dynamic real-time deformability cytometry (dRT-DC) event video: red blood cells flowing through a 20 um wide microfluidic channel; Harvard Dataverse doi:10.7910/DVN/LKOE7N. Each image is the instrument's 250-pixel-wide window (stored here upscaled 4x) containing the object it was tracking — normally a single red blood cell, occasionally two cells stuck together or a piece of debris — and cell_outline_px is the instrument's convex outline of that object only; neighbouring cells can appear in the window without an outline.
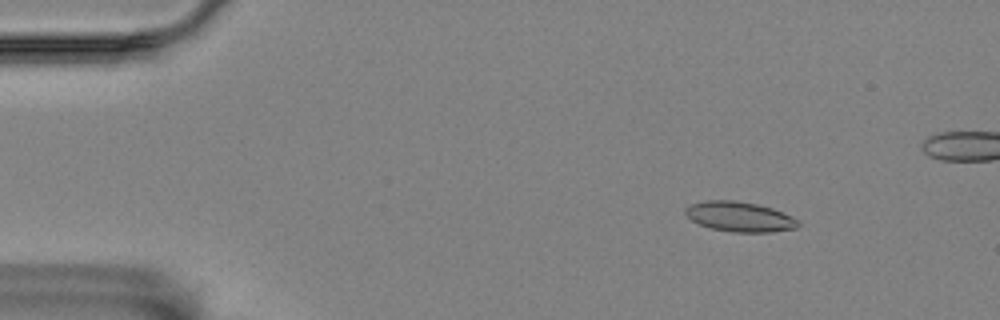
{"species": "Egyptian fruit bat (a non-hibernating species)", "species_latin": "Rousettus aegyptiacus", "temperature_condition": "room temperature", "stored_images_in_passage": 5, "camera_frame_rate_fps": 3000, "um_per_image_px": 0.085, "animal": {"sex": "female"}, "frame": {"image": 1, "passage_image": 1, "time_ms": 0.0, "image_size_px": [1000, 320], "cell_outline_px": [[800, 224], [796, 228], [772, 232], [732, 232], [712, 228], [700, 224], [692, 220], [684, 212], [684, 208], [692, 204], [708, 200], [732, 200], [756, 204], [772, 208], [792, 216], [800, 220]], "centroid_in_image_um": [62.9, 18.42], "position_along_channel_um": 22.1, "area_um2": 19.59}}
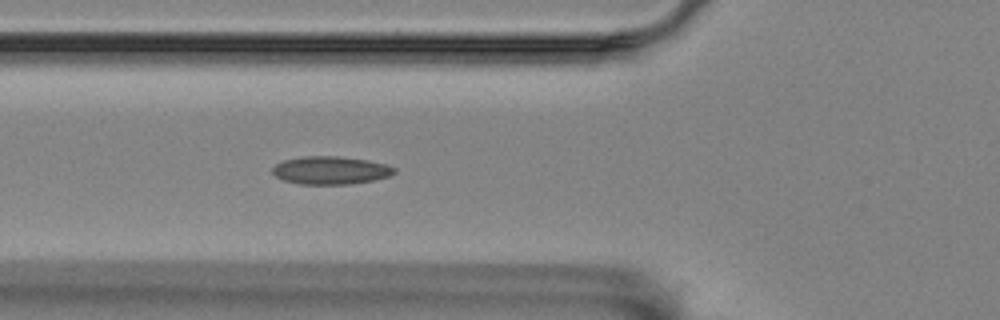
{"frame": {"image": 2, "passage_image": 5, "time_ms": 1.333, "image_size_px": [1000, 320], "cell_outline_px": [[396, 172], [392, 176], [352, 184], [300, 184], [284, 180], [276, 176], [272, 172], [272, 168], [276, 164], [284, 160], [304, 156], [336, 156], [368, 160], [388, 164], [396, 168]], "centroid_in_image_um": [28.15, 14.47], "position_along_channel_um": 97.7, "area_um2": 19.94}}